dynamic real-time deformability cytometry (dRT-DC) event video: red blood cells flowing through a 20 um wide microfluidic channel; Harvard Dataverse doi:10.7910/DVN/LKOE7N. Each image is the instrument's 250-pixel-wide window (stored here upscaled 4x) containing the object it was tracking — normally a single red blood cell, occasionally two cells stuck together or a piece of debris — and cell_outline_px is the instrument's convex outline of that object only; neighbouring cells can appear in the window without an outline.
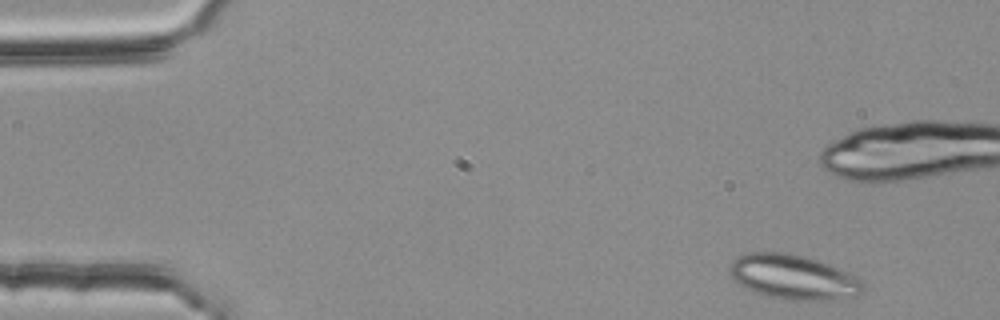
{"species": "common noctule bat (a hibernating species)", "species_latin": "Nyctalus noctula", "temperature_condition": "room temperature", "stored_images_in_passage": 2, "camera_frame_rate_fps": 3000, "um_per_image_px": 0.085, "animal": {"sex": "female", "body_mass_g": 25.1}, "frame": {"image": 1, "passage_image": 2, "time_ms": 0.333, "image_size_px": [1000, 320], "cell_outline_px": [[864, 288], [856, 296], [836, 300], [792, 300], [772, 296], [756, 292], [740, 284], [728, 272], [728, 268], [732, 260], [744, 252], [788, 252], [804, 256], [828, 264], [860, 280], [864, 284]], "centroid_in_image_um": [67.4, 23.54], "position_along_channel_um": 17.6, "area_um2": 34.33}}